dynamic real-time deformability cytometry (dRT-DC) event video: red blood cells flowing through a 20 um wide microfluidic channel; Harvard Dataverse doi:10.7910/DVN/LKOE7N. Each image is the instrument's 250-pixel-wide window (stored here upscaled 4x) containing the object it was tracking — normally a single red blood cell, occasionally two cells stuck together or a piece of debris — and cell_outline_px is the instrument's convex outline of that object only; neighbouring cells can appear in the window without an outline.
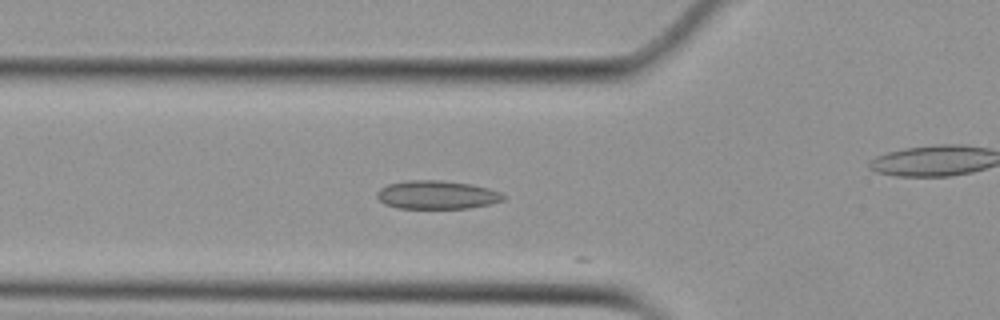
{"species": "Egyptian fruit bat (a non-hibernating species)", "species_latin": "Rousettus aegyptiacus", "temperature_condition": "cold", "stored_images_in_passage": 47, "camera_frame_rate_fps": 3000, "um_per_image_px": 0.085, "animal": {"sex": "female"}, "frame": {"image": 1, "passage_image": 11, "time_ms": 3.333, "image_size_px": [1000, 320], "cell_outline_px": [[504, 196], [500, 200], [484, 204], [464, 208], [400, 208], [388, 204], [380, 200], [380, 188], [392, 184], [416, 180], [432, 180], [468, 184], [484, 188], [496, 192]], "centroid_in_image_um": [37.09, 16.57], "position_along_channel_um": 88.7, "area_um2": 19.54}}
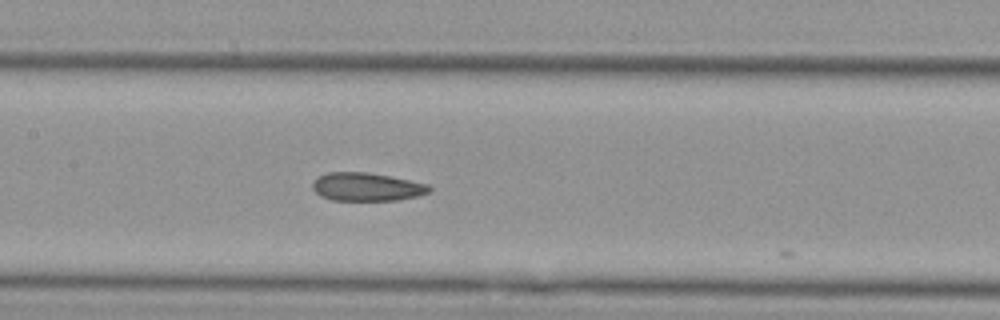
{"frame": {"image": 2, "passage_image": 18, "time_ms": 5.667, "image_size_px": [1000, 320], "cell_outline_px": [[432, 188], [428, 192], [416, 196], [396, 200], [336, 200], [324, 196], [316, 192], [312, 188], [312, 184], [320, 176], [328, 172], [364, 172], [388, 176], [424, 184]], "centroid_in_image_um": [31.14, 15.88], "position_along_channel_um": 176.3, "area_um2": 18.55}}
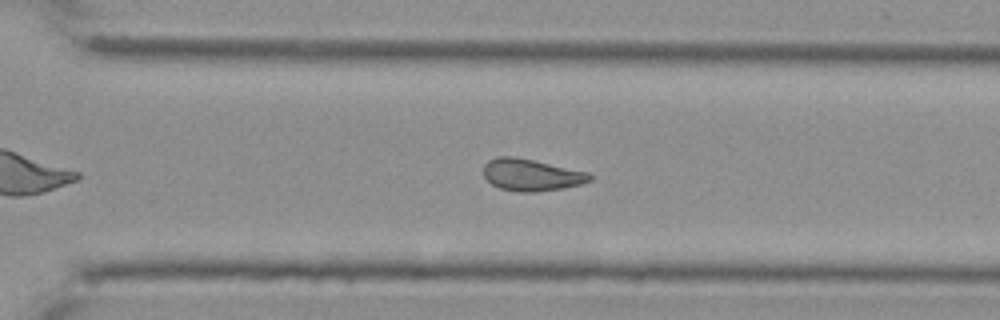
{"frame": {"image": 3, "passage_image": 30, "time_ms": 9.667, "image_size_px": [1000, 320], "cell_outline_px": [[592, 180], [580, 184], [560, 188], [528, 192], [524, 192], [500, 188], [492, 184], [484, 176], [484, 164], [488, 160], [500, 156], [512, 156], [532, 160], [584, 172], [592, 176]], "centroid_in_image_um": [45.1, 14.86], "position_along_channel_um": 325.5, "area_um2": 19.07}, "authors_computed_cell_mechanics": {"area_um2": 18.9006, "velocity_mm_per_s": 3.7438, "shape_relaxation_time_tau1_ms": null, "shape_relaxation_time_tau2_ms": 4.4416, "deformation_change_tau1": null, "deformation_change_tau2": 0.1158}}